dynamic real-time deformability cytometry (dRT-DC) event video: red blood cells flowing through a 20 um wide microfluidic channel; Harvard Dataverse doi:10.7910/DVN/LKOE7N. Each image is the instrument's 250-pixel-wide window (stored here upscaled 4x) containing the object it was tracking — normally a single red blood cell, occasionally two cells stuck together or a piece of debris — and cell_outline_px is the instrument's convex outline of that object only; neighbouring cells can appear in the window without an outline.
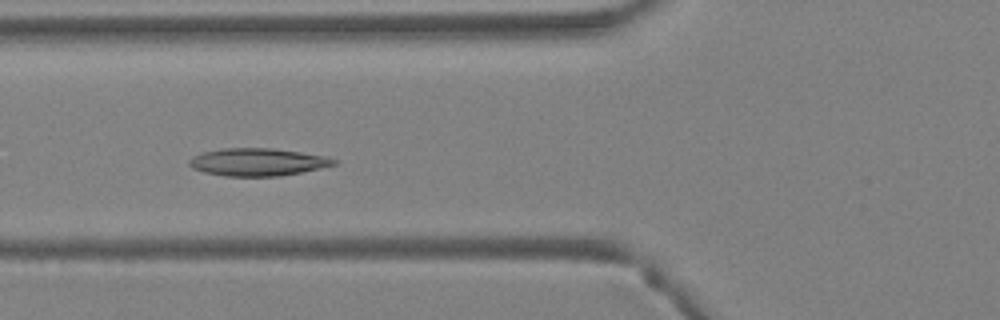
{"species": "Egyptian fruit bat (a non-hibernating species)", "species_latin": "Rousettus aegyptiacus", "temperature_condition": "warm", "stored_images_in_passage": 40, "camera_frame_rate_fps": 3000, "um_per_image_px": 0.085, "animal": {"sex": "female"}, "frame": {"image": 1, "passage_image": 15, "time_ms": 4.667, "image_size_px": [1000, 320], "cell_outline_px": [[336, 164], [320, 168], [280, 176], [224, 176], [204, 172], [192, 168], [188, 164], [188, 160], [192, 156], [204, 152], [224, 148], [272, 148], [328, 156], [336, 160]], "centroid_in_image_um": [21.88, 13.77], "position_along_channel_um": 103.9, "area_um2": 23.24}}
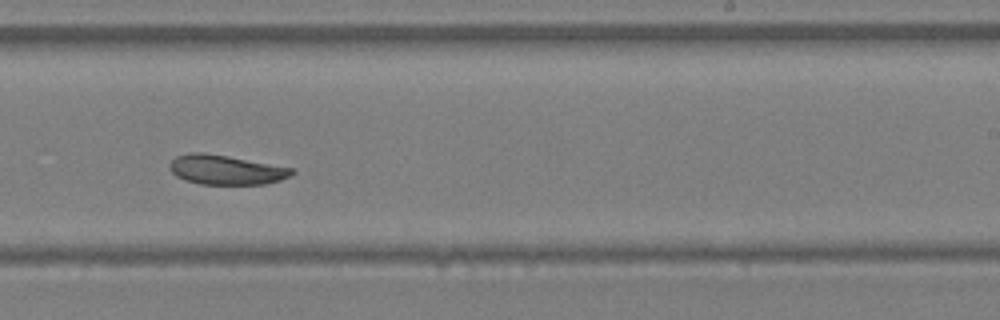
{"frame": {"image": 2, "passage_image": 25, "time_ms": 8.0, "image_size_px": [1000, 320], "cell_outline_px": [[296, 172], [292, 176], [280, 180], [264, 184], [200, 184], [184, 180], [176, 176], [168, 168], [168, 164], [176, 156], [188, 152], [204, 152], [228, 156], [292, 168]], "centroid_in_image_um": [19.17, 14.43], "position_along_channel_um": 269.8, "area_um2": 21.15}}
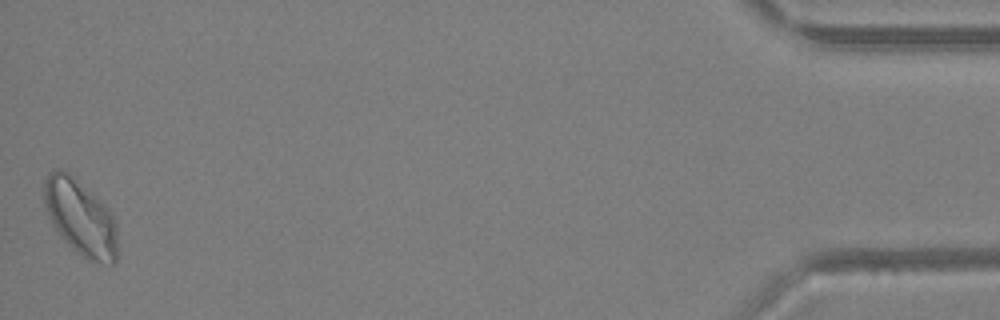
{"frame": {"image": 3, "passage_image": 40, "time_ms": 13.0, "image_size_px": [1000, 320], "cell_outline_px": [[116, 260], [112, 264], [88, 260], [76, 252], [64, 240], [52, 224], [44, 204], [44, 180], [48, 172], [56, 168], [68, 172], [100, 200], [108, 208], [116, 224]], "centroid_in_image_um": [6.81, 18.48], "position_along_channel_um": 428.4, "area_um2": 32.08}, "authors_computed_cell_mechanics": {"area_um2": 23.987, "velocity_mm_per_s": 4.985, "shape_relaxation_time_tau1_ms": 6.4458, "shape_relaxation_time_tau2_ms": 2.5431, "deformation_change_tau1": 0.1426, "deformation_change_tau2": 0.0561}}